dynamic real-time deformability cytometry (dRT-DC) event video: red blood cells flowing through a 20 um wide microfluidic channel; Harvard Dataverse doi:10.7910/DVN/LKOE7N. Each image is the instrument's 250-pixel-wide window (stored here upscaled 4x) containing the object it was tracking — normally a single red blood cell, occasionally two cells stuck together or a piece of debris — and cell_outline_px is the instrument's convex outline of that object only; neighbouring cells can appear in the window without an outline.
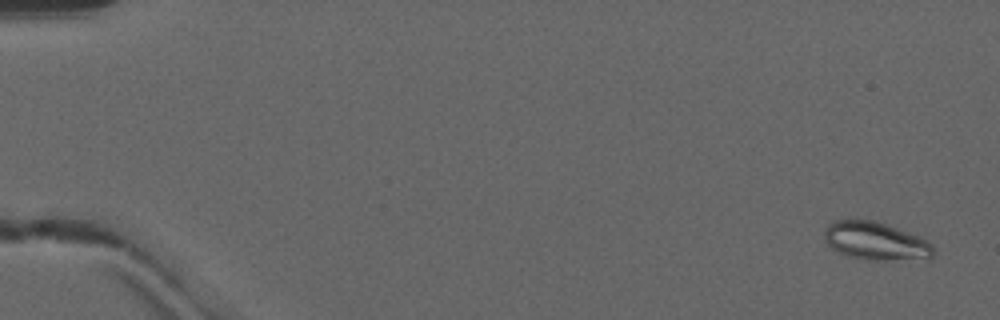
{"species": "common noctule bat (a hibernating species)", "species_latin": "Nyctalus noctula", "temperature_condition": "warm", "stored_images_in_passage": 51, "camera_frame_rate_fps": 3000, "um_per_image_px": 0.085, "animal": {"sex": "male", "forearm_length_mm": 52.5}, "frame": {"image": 1, "passage_image": 3, "time_ms": 0.667, "image_size_px": [1000, 320], "cell_outline_px": [[932, 256], [884, 260], [872, 260], [848, 256], [836, 252], [824, 240], [824, 232], [828, 224], [832, 220], [872, 220], [920, 236], [932, 244]], "centroid_in_image_um": [74.34, 20.47], "position_along_channel_um": 10.7, "area_um2": 23.64}}
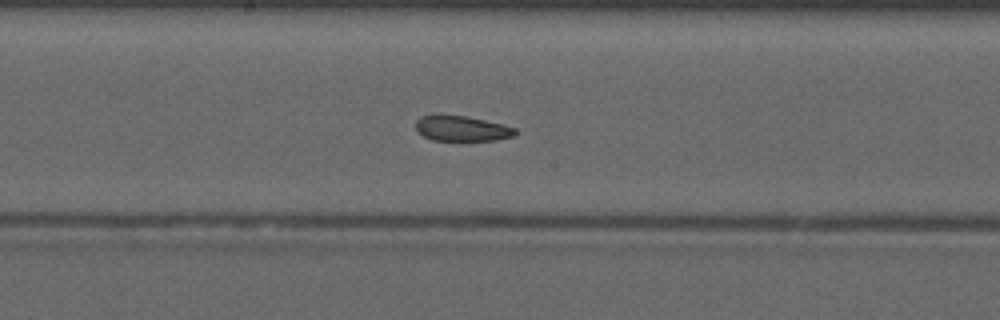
{"frame": {"image": 2, "passage_image": 29, "time_ms": 9.333, "image_size_px": [1000, 320], "cell_outline_px": [[520, 132], [512, 136], [496, 140], [432, 140], [424, 136], [416, 128], [416, 120], [420, 116], [464, 116], [504, 124], [516, 128]], "centroid_in_image_um": [39.31, 10.93], "position_along_channel_um": 208.9, "area_um2": 14.39}}
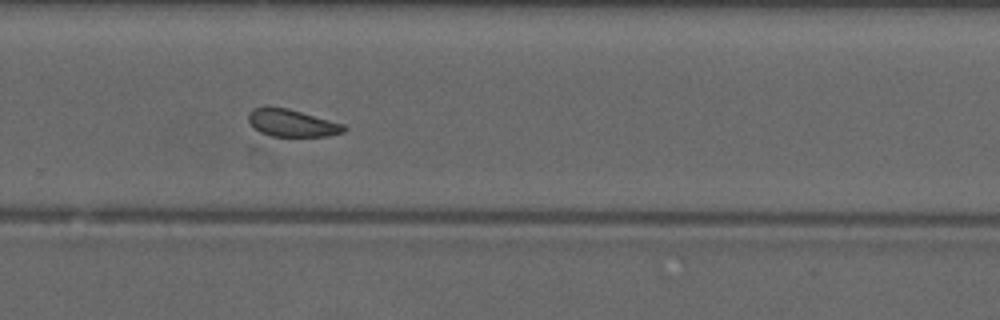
{"frame": {"image": 3, "passage_image": 36, "time_ms": 11.667, "image_size_px": [1000, 320], "cell_outline_px": [[348, 128], [344, 132], [328, 136], [272, 136], [260, 132], [252, 128], [248, 120], [248, 112], [252, 108], [288, 108], [344, 124]], "centroid_in_image_um": [24.82, 10.47], "position_along_channel_um": 305.0, "area_um2": 15.14}, "authors_computed_cell_mechanics": {"area_um2": 16.9932, "velocity_mm_per_s": 4.1452, "shape_relaxation_time_tau1_ms": null, "shape_relaxation_time_tau2_ms": 1.067, "deformation_change_tau1": null, "deformation_change_tau2": 0.0701}}